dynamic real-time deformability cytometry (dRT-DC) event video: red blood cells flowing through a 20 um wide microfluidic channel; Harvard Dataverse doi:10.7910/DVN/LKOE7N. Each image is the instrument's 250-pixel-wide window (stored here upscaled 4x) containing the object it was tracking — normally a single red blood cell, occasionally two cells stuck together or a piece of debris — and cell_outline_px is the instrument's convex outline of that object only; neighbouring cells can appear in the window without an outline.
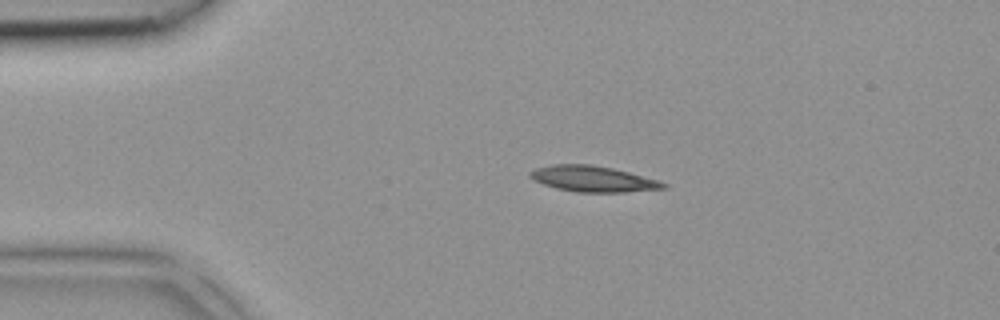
{"species": "common noctule bat (a hibernating species)", "species_latin": "Nyctalus noctula", "temperature_condition": "room temperature", "stored_images_in_passage": 1, "camera_frame_rate_fps": 3000, "um_per_image_px": 0.085, "animal": {"sex": "female", "body_mass_g": 18.4}, "frame": {"image": 1, "passage_image": 1, "time_ms": 0.0, "image_size_px": [1000, 320], "cell_outline_px": [[668, 188], [624, 192], [576, 192], [556, 188], [532, 180], [528, 176], [528, 172], [536, 168], [552, 164], [588, 164], [612, 168], [628, 172], [656, 180], [668, 184]], "centroid_in_image_um": [50.35, 15.2], "position_along_channel_um": 34.6, "area_um2": 20.0}}